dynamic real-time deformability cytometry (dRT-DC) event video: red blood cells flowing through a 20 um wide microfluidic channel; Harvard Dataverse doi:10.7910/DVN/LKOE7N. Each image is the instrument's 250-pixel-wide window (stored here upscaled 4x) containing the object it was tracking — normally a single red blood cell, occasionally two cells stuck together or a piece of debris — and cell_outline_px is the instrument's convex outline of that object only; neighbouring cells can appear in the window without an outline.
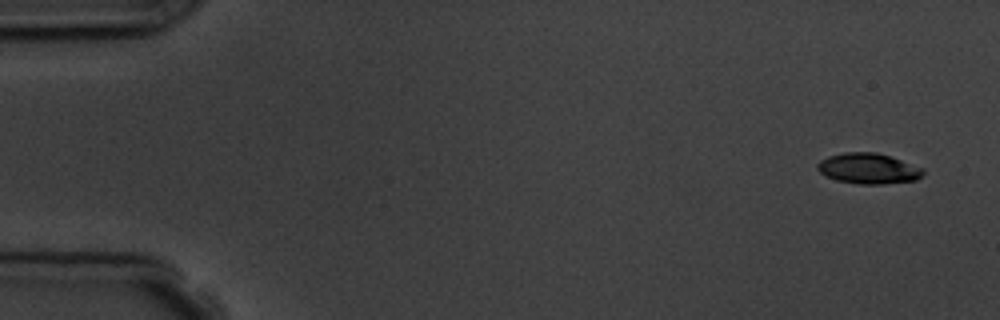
{"species": "common noctule bat (a hibernating species)", "species_latin": "Nyctalus noctula", "temperature_condition": "room temperature", "stored_images_in_passage": 5, "camera_frame_rate_fps": 3000, "um_per_image_px": 0.085, "animal": {"sex": "male", "body_mass_g": 19.5, "forearm_length_mm": 54.6}, "frame": {"image": 1, "passage_image": 1, "time_ms": 0.0, "image_size_px": [1000, 320], "cell_outline_px": [[924, 172], [916, 180], [884, 184], [860, 184], [836, 180], [820, 172], [816, 168], [816, 164], [820, 160], [828, 156], [844, 152], [876, 152], [924, 168]], "centroid_in_image_um": [73.79, 14.32], "position_along_channel_um": 11.2, "area_um2": 18.73}}
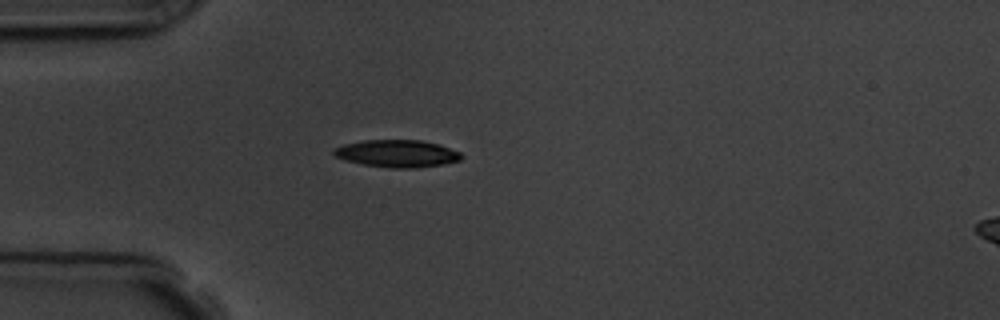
{"frame": {"image": 2, "passage_image": 4, "time_ms": 4.333, "image_size_px": [1000, 320], "cell_outline_px": [[464, 156], [460, 160], [444, 164], [416, 168], [388, 168], [364, 164], [344, 160], [332, 156], [332, 148], [344, 144], [364, 140], [420, 140], [440, 144], [460, 152]], "centroid_in_image_um": [33.73, 13.05], "position_along_channel_um": 51.3, "area_um2": 20.58}}